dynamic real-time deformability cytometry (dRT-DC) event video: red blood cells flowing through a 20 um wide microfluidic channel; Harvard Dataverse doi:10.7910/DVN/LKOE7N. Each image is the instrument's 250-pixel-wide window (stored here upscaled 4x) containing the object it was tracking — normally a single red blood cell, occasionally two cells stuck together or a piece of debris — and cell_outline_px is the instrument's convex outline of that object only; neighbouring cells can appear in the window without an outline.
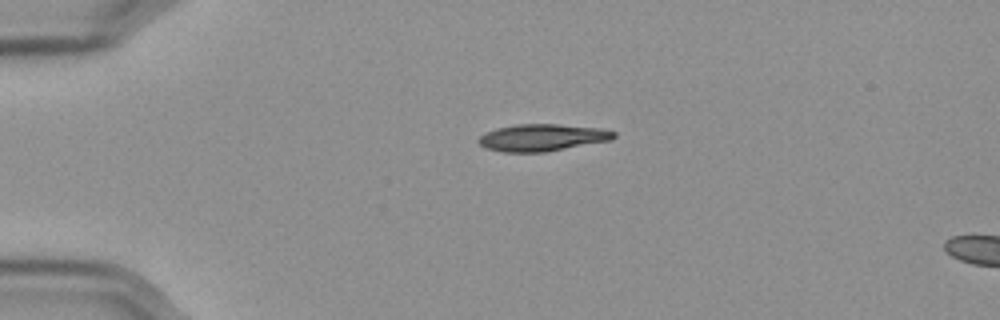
{"species": "Egyptian fruit bat (a non-hibernating species)", "species_latin": "Rousettus aegyptiacus", "temperature_condition": "cold", "stored_images_in_passage": 45, "camera_frame_rate_fps": 3000, "um_per_image_px": 0.085, "frame": {"image": 1, "passage_image": 1, "time_ms": 0.0, "image_size_px": [1000, 320], "cell_outline_px": [[616, 136], [612, 140], [544, 152], [500, 152], [484, 148], [476, 140], [484, 132], [496, 128], [516, 124], [556, 124], [600, 128], [616, 132]], "centroid_in_image_um": [46.05, 11.69], "position_along_channel_um": 39.0, "area_um2": 21.44}}
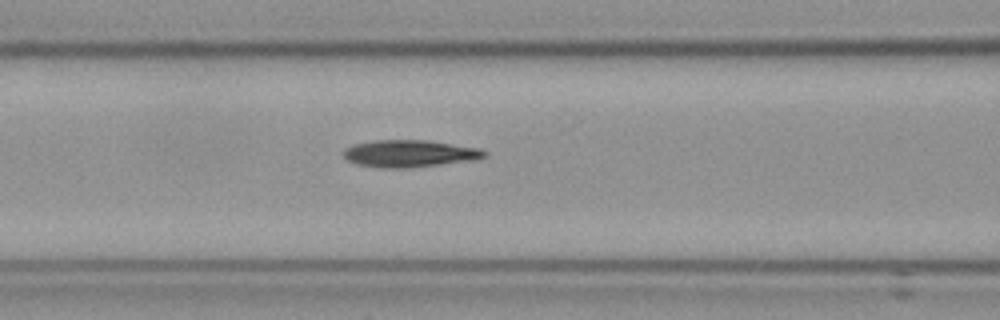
{"frame": {"image": 2, "passage_image": 12, "time_ms": 3.667, "image_size_px": [1000, 320], "cell_outline_px": [[488, 156], [476, 160], [404, 168], [380, 168], [356, 164], [344, 160], [340, 152], [344, 148], [352, 144], [376, 140], [428, 140], [480, 148], [488, 152]], "centroid_in_image_um": [34.77, 13.05], "position_along_channel_um": 131.8, "area_um2": 22.72}}
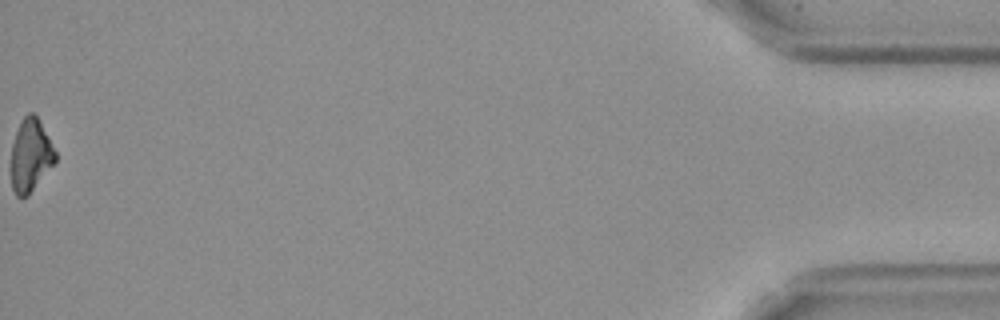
{"frame": {"image": 3, "passage_image": 45, "time_ms": 14.667, "image_size_px": [1000, 320], "cell_outline_px": [[56, 160], [28, 196], [16, 196], [12, 188], [12, 144], [16, 132], [24, 116], [28, 112], [32, 112], [36, 116], [56, 152]], "centroid_in_image_um": [2.59, 13.22], "position_along_channel_um": 432.6, "area_um2": 18.21}, "authors_computed_cell_mechanics": {"area_um2": 21.386, "velocity_mm_per_s": 3.5785, "shape_relaxation_time_tau1_ms": 6.9811, "shape_relaxation_time_tau2_ms": null, "deformation_change_tau1": 0.171, "deformation_change_tau2": null}}